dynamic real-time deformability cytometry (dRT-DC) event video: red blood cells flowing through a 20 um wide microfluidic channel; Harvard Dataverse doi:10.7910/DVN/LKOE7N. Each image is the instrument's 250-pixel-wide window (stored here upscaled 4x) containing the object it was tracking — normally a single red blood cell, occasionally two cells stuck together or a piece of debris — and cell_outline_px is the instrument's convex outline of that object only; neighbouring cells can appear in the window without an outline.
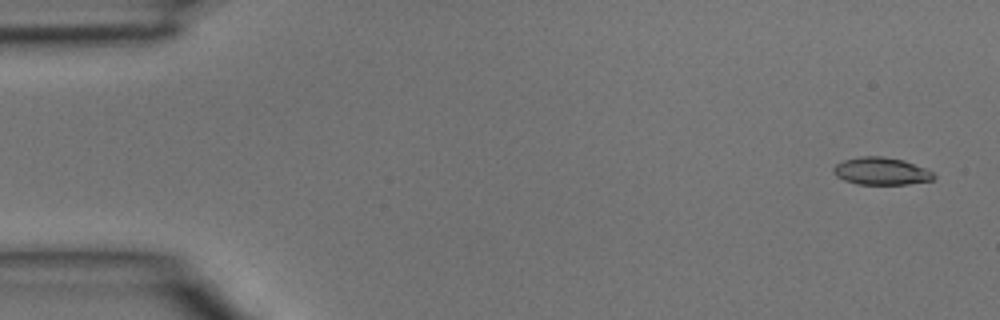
{"species": "common noctule bat (a hibernating species)", "species_latin": "Nyctalus noctula", "temperature_condition": "room temperature", "stored_images_in_passage": 4, "camera_frame_rate_fps": 3000, "um_per_image_px": 0.085, "animal": {"sex": "male", "body_mass_g": 15.6}, "frame": {"image": 1, "passage_image": 1, "time_ms": 0.0, "image_size_px": [1000, 320], "cell_outline_px": [[936, 176], [932, 180], [908, 184], [856, 184], [844, 180], [836, 176], [832, 172], [832, 168], [836, 164], [844, 160], [860, 156], [880, 156], [904, 160], [924, 168], [932, 172]], "centroid_in_image_um": [74.87, 14.55], "position_along_channel_um": 10.1, "area_um2": 16.01}}
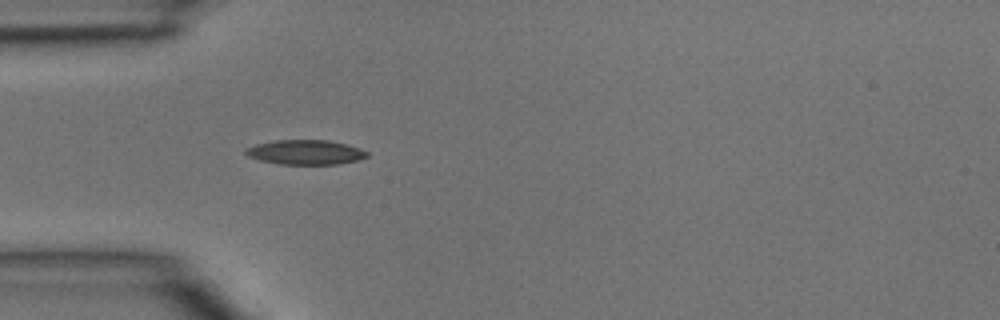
{"frame": {"image": 2, "passage_image": 4, "time_ms": 1.0, "image_size_px": [1000, 320], "cell_outline_px": [[368, 156], [356, 160], [336, 164], [280, 164], [260, 160], [248, 156], [244, 152], [244, 148], [256, 144], [276, 140], [328, 140], [360, 148], [368, 152]], "centroid_in_image_um": [25.92, 12.93], "position_along_channel_um": 59.1, "area_um2": 17.28}}